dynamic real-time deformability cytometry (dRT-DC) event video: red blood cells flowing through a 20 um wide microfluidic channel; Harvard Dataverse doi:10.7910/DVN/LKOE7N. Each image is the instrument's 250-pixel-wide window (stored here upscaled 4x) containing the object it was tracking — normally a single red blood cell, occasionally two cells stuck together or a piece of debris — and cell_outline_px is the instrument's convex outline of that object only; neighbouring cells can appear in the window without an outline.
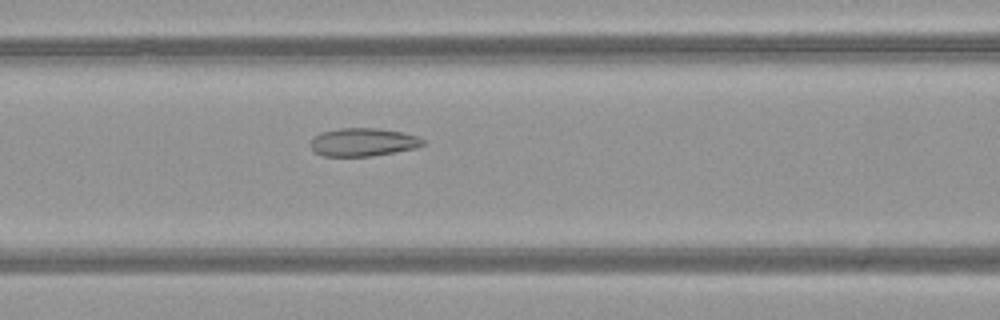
{"species": "common noctule bat (a hibernating species)", "species_latin": "Nyctalus noctula", "temperature_condition": "warm", "stored_images_in_passage": 47, "camera_frame_rate_fps": 3000, "um_per_image_px": 0.085, "animal": {"sex": "female", "body_mass_g": 21.9}, "frame": {"image": 1, "passage_image": 18, "time_ms": 5.667, "image_size_px": [1000, 320], "cell_outline_px": [[424, 144], [416, 148], [396, 152], [372, 156], [324, 156], [316, 152], [308, 144], [320, 132], [340, 128], [376, 128], [404, 132], [420, 136], [424, 140]], "centroid_in_image_um": [30.9, 12.08], "position_along_channel_um": 135.7, "area_um2": 18.55}}
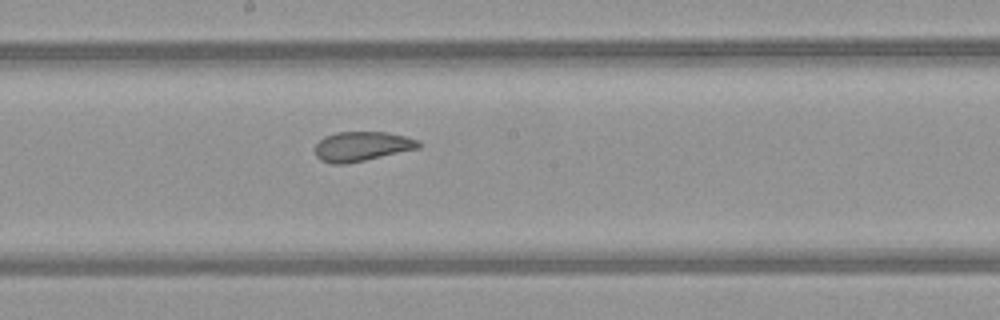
{"frame": {"image": 2, "passage_image": 24, "time_ms": 7.667, "image_size_px": [1000, 320], "cell_outline_px": [[424, 144], [420, 148], [364, 160], [344, 164], [332, 164], [320, 160], [316, 156], [312, 148], [324, 136], [336, 132], [384, 132], [404, 136], [420, 140]], "centroid_in_image_um": [30.74, 12.44], "position_along_channel_um": 217.5, "area_um2": 18.03}}
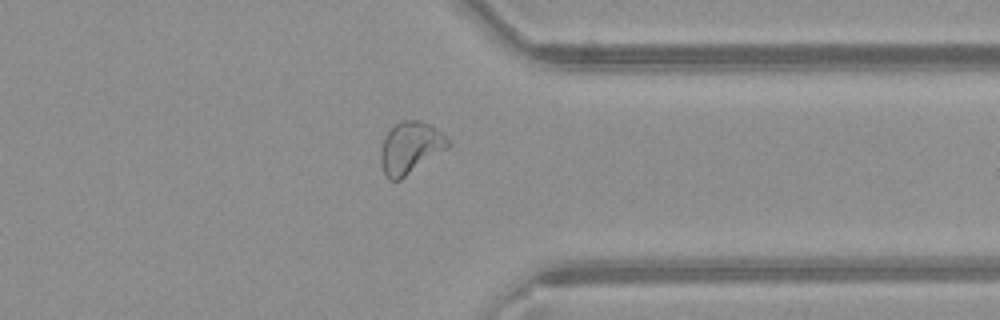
{"frame": {"image": 3, "passage_image": 36, "time_ms": 11.667, "image_size_px": [1000, 320], "cell_outline_px": [[452, 144], [448, 148], [400, 180], [388, 180], [380, 164], [380, 152], [388, 128], [400, 120], [420, 120], [428, 124], [440, 132]], "centroid_in_image_um": [34.85, 12.55], "position_along_channel_um": 376.6, "area_um2": 20.35}, "authors_computed_cell_mechanics": {"area_um2": 20.7502, "velocity_mm_per_s": 4.0746, "shape_relaxation_time_tau1_ms": null, "shape_relaxation_time_tau2_ms": 1.4293, "deformation_change_tau1": null, "deformation_change_tau2": 0.0692}}